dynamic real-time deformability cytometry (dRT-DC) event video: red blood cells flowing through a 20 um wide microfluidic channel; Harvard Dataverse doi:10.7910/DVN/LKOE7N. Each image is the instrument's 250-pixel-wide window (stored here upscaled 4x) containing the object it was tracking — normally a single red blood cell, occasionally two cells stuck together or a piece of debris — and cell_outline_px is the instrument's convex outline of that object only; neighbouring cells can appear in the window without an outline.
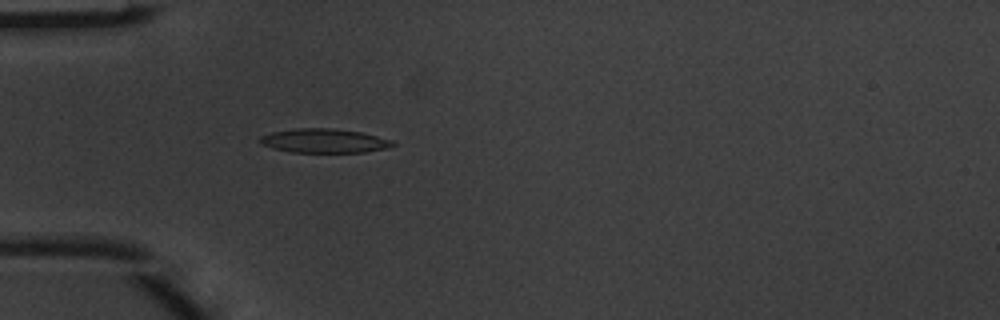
{"species": "common noctule bat (a hibernating species)", "species_latin": "Nyctalus noctula", "temperature_condition": "warm", "stored_images_in_passage": 5, "camera_frame_rate_fps": 3000, "um_per_image_px": 0.085, "animal": {"sex": "male", "body_mass_g": 20.1, "forearm_length_mm": 53.5}, "frame": {"image": 1, "passage_image": 5, "time_ms": 1.333, "image_size_px": [1000, 320], "cell_outline_px": [[396, 144], [388, 148], [364, 152], [292, 152], [272, 148], [260, 144], [260, 136], [272, 132], [296, 128], [336, 128], [360, 132], [392, 140]], "centroid_in_image_um": [27.55, 11.96], "position_along_channel_um": 57.5, "area_um2": 18.61}}